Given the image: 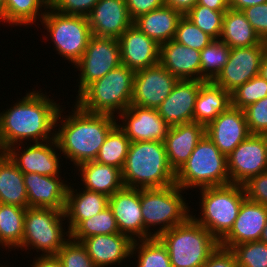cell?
<instances>
[{"instance_id":"cell-1","label":"cell","mask_w":267,"mask_h":267,"mask_svg":"<svg viewBox=\"0 0 267 267\" xmlns=\"http://www.w3.org/2000/svg\"><path fill=\"white\" fill-rule=\"evenodd\" d=\"M32 89L10 108L0 112V152L13 145L41 143L55 139V123L61 108L60 102Z\"/></svg>"},{"instance_id":"cell-2","label":"cell","mask_w":267,"mask_h":267,"mask_svg":"<svg viewBox=\"0 0 267 267\" xmlns=\"http://www.w3.org/2000/svg\"><path fill=\"white\" fill-rule=\"evenodd\" d=\"M74 104L69 115L62 114L66 107L61 106L55 123V140L63 158L77 167L96 159L109 132L117 125V118L110 114L88 113Z\"/></svg>"},{"instance_id":"cell-3","label":"cell","mask_w":267,"mask_h":267,"mask_svg":"<svg viewBox=\"0 0 267 267\" xmlns=\"http://www.w3.org/2000/svg\"><path fill=\"white\" fill-rule=\"evenodd\" d=\"M122 179L129 188H162L175 184L164 142H131L122 168Z\"/></svg>"},{"instance_id":"cell-4","label":"cell","mask_w":267,"mask_h":267,"mask_svg":"<svg viewBox=\"0 0 267 267\" xmlns=\"http://www.w3.org/2000/svg\"><path fill=\"white\" fill-rule=\"evenodd\" d=\"M135 71L125 65L89 84L75 99L88 113L118 116L131 105Z\"/></svg>"},{"instance_id":"cell-5","label":"cell","mask_w":267,"mask_h":267,"mask_svg":"<svg viewBox=\"0 0 267 267\" xmlns=\"http://www.w3.org/2000/svg\"><path fill=\"white\" fill-rule=\"evenodd\" d=\"M166 247L172 267H202L219 241L191 216L156 236Z\"/></svg>"},{"instance_id":"cell-6","label":"cell","mask_w":267,"mask_h":267,"mask_svg":"<svg viewBox=\"0 0 267 267\" xmlns=\"http://www.w3.org/2000/svg\"><path fill=\"white\" fill-rule=\"evenodd\" d=\"M183 190L176 184L162 188L140 189V204L144 222V239L156 237L191 216V209L182 196ZM153 228L159 226V228ZM152 228V229H150ZM153 230V232L151 231Z\"/></svg>"},{"instance_id":"cell-7","label":"cell","mask_w":267,"mask_h":267,"mask_svg":"<svg viewBox=\"0 0 267 267\" xmlns=\"http://www.w3.org/2000/svg\"><path fill=\"white\" fill-rule=\"evenodd\" d=\"M200 217H191L206 228L219 242L230 232L240 207L246 199L242 185L227 184L223 186L198 189Z\"/></svg>"},{"instance_id":"cell-8","label":"cell","mask_w":267,"mask_h":267,"mask_svg":"<svg viewBox=\"0 0 267 267\" xmlns=\"http://www.w3.org/2000/svg\"><path fill=\"white\" fill-rule=\"evenodd\" d=\"M175 184L186 191L230 184L227 157L204 135L175 173Z\"/></svg>"},{"instance_id":"cell-9","label":"cell","mask_w":267,"mask_h":267,"mask_svg":"<svg viewBox=\"0 0 267 267\" xmlns=\"http://www.w3.org/2000/svg\"><path fill=\"white\" fill-rule=\"evenodd\" d=\"M65 220L64 211L27 207L24 217V234L18 251L19 248L23 251L26 249L25 252L31 251L32 248L37 253L41 251L42 256L56 255L71 237L69 229L64 228L67 223Z\"/></svg>"},{"instance_id":"cell-10","label":"cell","mask_w":267,"mask_h":267,"mask_svg":"<svg viewBox=\"0 0 267 267\" xmlns=\"http://www.w3.org/2000/svg\"><path fill=\"white\" fill-rule=\"evenodd\" d=\"M40 22L47 31L43 39L51 37L53 50L69 64L75 65L92 37L87 17L61 14L50 7Z\"/></svg>"},{"instance_id":"cell-11","label":"cell","mask_w":267,"mask_h":267,"mask_svg":"<svg viewBox=\"0 0 267 267\" xmlns=\"http://www.w3.org/2000/svg\"><path fill=\"white\" fill-rule=\"evenodd\" d=\"M121 54L118 39L92 35L85 52L74 65L78 73V94L93 81L102 78L112 69L120 66Z\"/></svg>"},{"instance_id":"cell-12","label":"cell","mask_w":267,"mask_h":267,"mask_svg":"<svg viewBox=\"0 0 267 267\" xmlns=\"http://www.w3.org/2000/svg\"><path fill=\"white\" fill-rule=\"evenodd\" d=\"M230 183L242 185L267 171V135L251 134L228 156Z\"/></svg>"},{"instance_id":"cell-13","label":"cell","mask_w":267,"mask_h":267,"mask_svg":"<svg viewBox=\"0 0 267 267\" xmlns=\"http://www.w3.org/2000/svg\"><path fill=\"white\" fill-rule=\"evenodd\" d=\"M266 49L267 42L263 40L254 46L230 48L227 63L213 82L231 93L259 74Z\"/></svg>"},{"instance_id":"cell-14","label":"cell","mask_w":267,"mask_h":267,"mask_svg":"<svg viewBox=\"0 0 267 267\" xmlns=\"http://www.w3.org/2000/svg\"><path fill=\"white\" fill-rule=\"evenodd\" d=\"M29 144L27 147L25 143L16 144L5 151L20 171L44 176H62L60 162L63 160H60L61 153L55 139Z\"/></svg>"},{"instance_id":"cell-15","label":"cell","mask_w":267,"mask_h":267,"mask_svg":"<svg viewBox=\"0 0 267 267\" xmlns=\"http://www.w3.org/2000/svg\"><path fill=\"white\" fill-rule=\"evenodd\" d=\"M177 81L160 63L135 71L131 105L157 109Z\"/></svg>"},{"instance_id":"cell-16","label":"cell","mask_w":267,"mask_h":267,"mask_svg":"<svg viewBox=\"0 0 267 267\" xmlns=\"http://www.w3.org/2000/svg\"><path fill=\"white\" fill-rule=\"evenodd\" d=\"M117 125L131 142H164L170 126L162 119L157 109L130 105L117 117ZM121 120V122H120Z\"/></svg>"},{"instance_id":"cell-17","label":"cell","mask_w":267,"mask_h":267,"mask_svg":"<svg viewBox=\"0 0 267 267\" xmlns=\"http://www.w3.org/2000/svg\"><path fill=\"white\" fill-rule=\"evenodd\" d=\"M205 135L227 157L251 133L243 110L230 106L205 127Z\"/></svg>"},{"instance_id":"cell-18","label":"cell","mask_w":267,"mask_h":267,"mask_svg":"<svg viewBox=\"0 0 267 267\" xmlns=\"http://www.w3.org/2000/svg\"><path fill=\"white\" fill-rule=\"evenodd\" d=\"M109 207L121 234L127 235L132 241L144 239L140 189L124 186L109 197Z\"/></svg>"},{"instance_id":"cell-19","label":"cell","mask_w":267,"mask_h":267,"mask_svg":"<svg viewBox=\"0 0 267 267\" xmlns=\"http://www.w3.org/2000/svg\"><path fill=\"white\" fill-rule=\"evenodd\" d=\"M201 80H178L170 95L157 108L159 115L171 127L194 122L195 102Z\"/></svg>"},{"instance_id":"cell-20","label":"cell","mask_w":267,"mask_h":267,"mask_svg":"<svg viewBox=\"0 0 267 267\" xmlns=\"http://www.w3.org/2000/svg\"><path fill=\"white\" fill-rule=\"evenodd\" d=\"M87 20L92 35L116 39L133 24L125 0H99Z\"/></svg>"},{"instance_id":"cell-21","label":"cell","mask_w":267,"mask_h":267,"mask_svg":"<svg viewBox=\"0 0 267 267\" xmlns=\"http://www.w3.org/2000/svg\"><path fill=\"white\" fill-rule=\"evenodd\" d=\"M121 63L134 71L159 63L160 45L132 24L119 38Z\"/></svg>"},{"instance_id":"cell-22","label":"cell","mask_w":267,"mask_h":267,"mask_svg":"<svg viewBox=\"0 0 267 267\" xmlns=\"http://www.w3.org/2000/svg\"><path fill=\"white\" fill-rule=\"evenodd\" d=\"M267 220V206L245 199L230 232L219 246L231 249L235 245L260 241Z\"/></svg>"},{"instance_id":"cell-23","label":"cell","mask_w":267,"mask_h":267,"mask_svg":"<svg viewBox=\"0 0 267 267\" xmlns=\"http://www.w3.org/2000/svg\"><path fill=\"white\" fill-rule=\"evenodd\" d=\"M61 176L23 173L29 207L53 208L64 211L69 184Z\"/></svg>"},{"instance_id":"cell-24","label":"cell","mask_w":267,"mask_h":267,"mask_svg":"<svg viewBox=\"0 0 267 267\" xmlns=\"http://www.w3.org/2000/svg\"><path fill=\"white\" fill-rule=\"evenodd\" d=\"M96 267H112L130 262L133 241L124 234L96 235L80 241Z\"/></svg>"},{"instance_id":"cell-25","label":"cell","mask_w":267,"mask_h":267,"mask_svg":"<svg viewBox=\"0 0 267 267\" xmlns=\"http://www.w3.org/2000/svg\"><path fill=\"white\" fill-rule=\"evenodd\" d=\"M159 63L178 80H201L200 51L174 39L160 45Z\"/></svg>"},{"instance_id":"cell-26","label":"cell","mask_w":267,"mask_h":267,"mask_svg":"<svg viewBox=\"0 0 267 267\" xmlns=\"http://www.w3.org/2000/svg\"><path fill=\"white\" fill-rule=\"evenodd\" d=\"M204 135L205 126L196 122L170 127L164 145L168 163L175 173L188 160Z\"/></svg>"},{"instance_id":"cell-27","label":"cell","mask_w":267,"mask_h":267,"mask_svg":"<svg viewBox=\"0 0 267 267\" xmlns=\"http://www.w3.org/2000/svg\"><path fill=\"white\" fill-rule=\"evenodd\" d=\"M69 183L66 193L65 218L70 233L85 219H88L109 206V197L84 188H73ZM82 189V190H81ZM81 190V191H80ZM79 191V192H78Z\"/></svg>"},{"instance_id":"cell-28","label":"cell","mask_w":267,"mask_h":267,"mask_svg":"<svg viewBox=\"0 0 267 267\" xmlns=\"http://www.w3.org/2000/svg\"><path fill=\"white\" fill-rule=\"evenodd\" d=\"M74 168H76V174H80L79 177H81L82 183L79 185L86 190L110 197L124 187L121 169L112 165L101 164L94 160Z\"/></svg>"},{"instance_id":"cell-29","label":"cell","mask_w":267,"mask_h":267,"mask_svg":"<svg viewBox=\"0 0 267 267\" xmlns=\"http://www.w3.org/2000/svg\"><path fill=\"white\" fill-rule=\"evenodd\" d=\"M183 15L169 6L163 5L133 21L146 36L159 45L174 39L179 20Z\"/></svg>"},{"instance_id":"cell-30","label":"cell","mask_w":267,"mask_h":267,"mask_svg":"<svg viewBox=\"0 0 267 267\" xmlns=\"http://www.w3.org/2000/svg\"><path fill=\"white\" fill-rule=\"evenodd\" d=\"M231 106V93L213 81L201 84L195 102L194 122L205 127Z\"/></svg>"},{"instance_id":"cell-31","label":"cell","mask_w":267,"mask_h":267,"mask_svg":"<svg viewBox=\"0 0 267 267\" xmlns=\"http://www.w3.org/2000/svg\"><path fill=\"white\" fill-rule=\"evenodd\" d=\"M0 203L29 207L23 172L5 152H0Z\"/></svg>"},{"instance_id":"cell-32","label":"cell","mask_w":267,"mask_h":267,"mask_svg":"<svg viewBox=\"0 0 267 267\" xmlns=\"http://www.w3.org/2000/svg\"><path fill=\"white\" fill-rule=\"evenodd\" d=\"M220 40L230 48L254 46L262 41L244 13L232 8L224 13Z\"/></svg>"},{"instance_id":"cell-33","label":"cell","mask_w":267,"mask_h":267,"mask_svg":"<svg viewBox=\"0 0 267 267\" xmlns=\"http://www.w3.org/2000/svg\"><path fill=\"white\" fill-rule=\"evenodd\" d=\"M49 8L50 0H6L5 8L0 13V22L9 23L8 26L12 27H31L39 19L42 20Z\"/></svg>"},{"instance_id":"cell-34","label":"cell","mask_w":267,"mask_h":267,"mask_svg":"<svg viewBox=\"0 0 267 267\" xmlns=\"http://www.w3.org/2000/svg\"><path fill=\"white\" fill-rule=\"evenodd\" d=\"M26 208L0 203L1 248L12 251L21 245Z\"/></svg>"},{"instance_id":"cell-35","label":"cell","mask_w":267,"mask_h":267,"mask_svg":"<svg viewBox=\"0 0 267 267\" xmlns=\"http://www.w3.org/2000/svg\"><path fill=\"white\" fill-rule=\"evenodd\" d=\"M131 257L137 258L136 267H172L168 251L157 237L133 241Z\"/></svg>"},{"instance_id":"cell-36","label":"cell","mask_w":267,"mask_h":267,"mask_svg":"<svg viewBox=\"0 0 267 267\" xmlns=\"http://www.w3.org/2000/svg\"><path fill=\"white\" fill-rule=\"evenodd\" d=\"M131 141L126 137L125 132L116 125L108 134L105 142L99 149L95 161L112 165L122 170L128 154Z\"/></svg>"},{"instance_id":"cell-37","label":"cell","mask_w":267,"mask_h":267,"mask_svg":"<svg viewBox=\"0 0 267 267\" xmlns=\"http://www.w3.org/2000/svg\"><path fill=\"white\" fill-rule=\"evenodd\" d=\"M120 233L116 219L111 208L108 206L98 214L83 220L72 232L71 238L80 242L81 240L96 236Z\"/></svg>"},{"instance_id":"cell-38","label":"cell","mask_w":267,"mask_h":267,"mask_svg":"<svg viewBox=\"0 0 267 267\" xmlns=\"http://www.w3.org/2000/svg\"><path fill=\"white\" fill-rule=\"evenodd\" d=\"M229 53L230 47L220 39H214L201 50V81H213L227 63Z\"/></svg>"},{"instance_id":"cell-39","label":"cell","mask_w":267,"mask_h":267,"mask_svg":"<svg viewBox=\"0 0 267 267\" xmlns=\"http://www.w3.org/2000/svg\"><path fill=\"white\" fill-rule=\"evenodd\" d=\"M225 12L215 11L206 6L196 4L185 17L213 39H220Z\"/></svg>"},{"instance_id":"cell-40","label":"cell","mask_w":267,"mask_h":267,"mask_svg":"<svg viewBox=\"0 0 267 267\" xmlns=\"http://www.w3.org/2000/svg\"><path fill=\"white\" fill-rule=\"evenodd\" d=\"M267 96V81L259 74L231 92V106L245 109Z\"/></svg>"},{"instance_id":"cell-41","label":"cell","mask_w":267,"mask_h":267,"mask_svg":"<svg viewBox=\"0 0 267 267\" xmlns=\"http://www.w3.org/2000/svg\"><path fill=\"white\" fill-rule=\"evenodd\" d=\"M238 267H267V244L261 241L246 242L230 249Z\"/></svg>"},{"instance_id":"cell-42","label":"cell","mask_w":267,"mask_h":267,"mask_svg":"<svg viewBox=\"0 0 267 267\" xmlns=\"http://www.w3.org/2000/svg\"><path fill=\"white\" fill-rule=\"evenodd\" d=\"M174 40L184 46L201 51L214 39L183 16L178 22Z\"/></svg>"},{"instance_id":"cell-43","label":"cell","mask_w":267,"mask_h":267,"mask_svg":"<svg viewBox=\"0 0 267 267\" xmlns=\"http://www.w3.org/2000/svg\"><path fill=\"white\" fill-rule=\"evenodd\" d=\"M62 267H96L81 242L70 239L56 254Z\"/></svg>"},{"instance_id":"cell-44","label":"cell","mask_w":267,"mask_h":267,"mask_svg":"<svg viewBox=\"0 0 267 267\" xmlns=\"http://www.w3.org/2000/svg\"><path fill=\"white\" fill-rule=\"evenodd\" d=\"M251 134L267 135V96L243 109Z\"/></svg>"},{"instance_id":"cell-45","label":"cell","mask_w":267,"mask_h":267,"mask_svg":"<svg viewBox=\"0 0 267 267\" xmlns=\"http://www.w3.org/2000/svg\"><path fill=\"white\" fill-rule=\"evenodd\" d=\"M98 1L99 0H50V7L61 14L87 17Z\"/></svg>"},{"instance_id":"cell-46","label":"cell","mask_w":267,"mask_h":267,"mask_svg":"<svg viewBox=\"0 0 267 267\" xmlns=\"http://www.w3.org/2000/svg\"><path fill=\"white\" fill-rule=\"evenodd\" d=\"M242 186L246 199L267 206V171L249 178Z\"/></svg>"},{"instance_id":"cell-47","label":"cell","mask_w":267,"mask_h":267,"mask_svg":"<svg viewBox=\"0 0 267 267\" xmlns=\"http://www.w3.org/2000/svg\"><path fill=\"white\" fill-rule=\"evenodd\" d=\"M241 11L261 40L267 42V2L244 8Z\"/></svg>"},{"instance_id":"cell-48","label":"cell","mask_w":267,"mask_h":267,"mask_svg":"<svg viewBox=\"0 0 267 267\" xmlns=\"http://www.w3.org/2000/svg\"><path fill=\"white\" fill-rule=\"evenodd\" d=\"M202 267H238V264L230 249L218 246Z\"/></svg>"},{"instance_id":"cell-49","label":"cell","mask_w":267,"mask_h":267,"mask_svg":"<svg viewBox=\"0 0 267 267\" xmlns=\"http://www.w3.org/2000/svg\"><path fill=\"white\" fill-rule=\"evenodd\" d=\"M125 2L133 21L140 15L146 14L164 5V0H125Z\"/></svg>"},{"instance_id":"cell-50","label":"cell","mask_w":267,"mask_h":267,"mask_svg":"<svg viewBox=\"0 0 267 267\" xmlns=\"http://www.w3.org/2000/svg\"><path fill=\"white\" fill-rule=\"evenodd\" d=\"M197 2L198 0H164V5L175 9L185 16Z\"/></svg>"},{"instance_id":"cell-51","label":"cell","mask_w":267,"mask_h":267,"mask_svg":"<svg viewBox=\"0 0 267 267\" xmlns=\"http://www.w3.org/2000/svg\"><path fill=\"white\" fill-rule=\"evenodd\" d=\"M31 267H62L61 262L56 255H47L33 258V262L30 265Z\"/></svg>"},{"instance_id":"cell-52","label":"cell","mask_w":267,"mask_h":267,"mask_svg":"<svg viewBox=\"0 0 267 267\" xmlns=\"http://www.w3.org/2000/svg\"><path fill=\"white\" fill-rule=\"evenodd\" d=\"M197 4L206 6L215 11H226L230 8L229 0H198Z\"/></svg>"},{"instance_id":"cell-53","label":"cell","mask_w":267,"mask_h":267,"mask_svg":"<svg viewBox=\"0 0 267 267\" xmlns=\"http://www.w3.org/2000/svg\"><path fill=\"white\" fill-rule=\"evenodd\" d=\"M267 0H229V6L235 10H243L250 6L266 3Z\"/></svg>"},{"instance_id":"cell-54","label":"cell","mask_w":267,"mask_h":267,"mask_svg":"<svg viewBox=\"0 0 267 267\" xmlns=\"http://www.w3.org/2000/svg\"><path fill=\"white\" fill-rule=\"evenodd\" d=\"M259 75L267 81V49L261 60Z\"/></svg>"},{"instance_id":"cell-55","label":"cell","mask_w":267,"mask_h":267,"mask_svg":"<svg viewBox=\"0 0 267 267\" xmlns=\"http://www.w3.org/2000/svg\"><path fill=\"white\" fill-rule=\"evenodd\" d=\"M260 241L267 244V220H266L265 227H264V229L262 231V234H261V237H260Z\"/></svg>"},{"instance_id":"cell-56","label":"cell","mask_w":267,"mask_h":267,"mask_svg":"<svg viewBox=\"0 0 267 267\" xmlns=\"http://www.w3.org/2000/svg\"><path fill=\"white\" fill-rule=\"evenodd\" d=\"M5 2L6 0H0V13L4 10L5 8Z\"/></svg>"},{"instance_id":"cell-57","label":"cell","mask_w":267,"mask_h":267,"mask_svg":"<svg viewBox=\"0 0 267 267\" xmlns=\"http://www.w3.org/2000/svg\"><path fill=\"white\" fill-rule=\"evenodd\" d=\"M0 267H9V266H7V265L4 266V265H1V264H0Z\"/></svg>"}]
</instances>
